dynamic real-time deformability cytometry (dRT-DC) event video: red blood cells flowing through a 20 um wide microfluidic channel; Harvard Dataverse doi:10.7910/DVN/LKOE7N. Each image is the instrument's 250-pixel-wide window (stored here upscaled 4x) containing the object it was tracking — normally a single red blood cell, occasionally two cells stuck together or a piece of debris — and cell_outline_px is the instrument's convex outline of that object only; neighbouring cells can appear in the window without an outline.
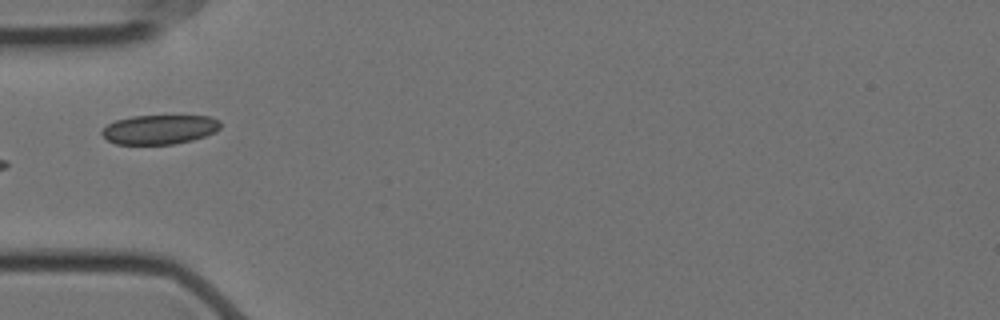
{"species": "Egyptian fruit bat (a non-hibernating species)", "species_latin": "Rousettus aegyptiacus", "temperature_condition": "cold", "stored_images_in_passage": 39, "camera_frame_rate_fps": 3000, "um_per_image_px": 0.085, "animal": {"sex": "female"}, "frame": {"image": 1, "passage_image": 1, "time_ms": 0.0, "image_size_px": [1000, 320], "cell_outline_px": [[220, 128], [216, 132], [192, 140], [172, 144], [116, 144], [108, 140], [100, 132], [108, 124], [116, 120], [132, 116], [208, 116], [220, 120]], "centroid_in_image_um": [13.57, 11.0], "position_along_channel_um": 71.4, "area_um2": 20.17}, "authors_computed_cell_mechanics": {"area_um2": 19.2474, "velocity_mm_per_s": 3.5156, "shape_relaxation_time_tau1_ms": null, "shape_relaxation_time_tau2_ms": 1.7285, "deformation_change_tau1": null, "deformation_change_tau2": 0.0441}}